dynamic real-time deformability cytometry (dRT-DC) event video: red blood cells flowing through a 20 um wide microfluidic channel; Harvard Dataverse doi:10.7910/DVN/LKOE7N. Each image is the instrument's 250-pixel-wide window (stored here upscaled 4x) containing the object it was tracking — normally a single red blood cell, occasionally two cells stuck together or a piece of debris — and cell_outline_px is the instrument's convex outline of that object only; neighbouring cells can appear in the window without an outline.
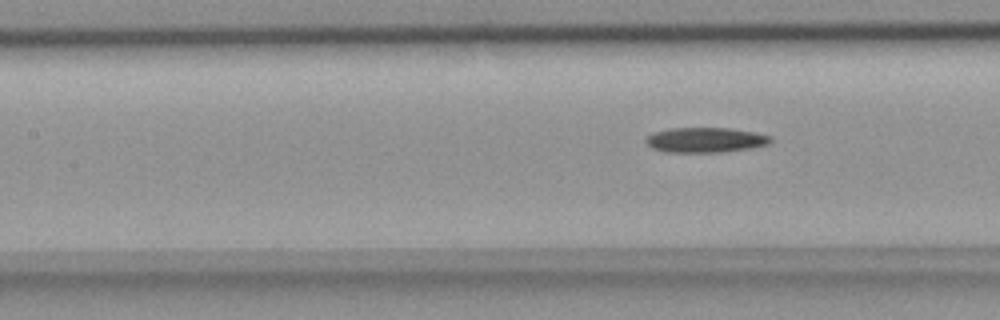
{"species": "common noctule bat (a hibernating species)", "species_latin": "Nyctalus noctula", "temperature_condition": "room temperature", "stored_images_in_passage": 11, "camera_frame_rate_fps": 3000, "um_per_image_px": 0.085, "animal": {"sex": "female", "body_mass_g": 18.4}, "frame": {"image": 1, "passage_image": 8, "time_ms": 2.333, "image_size_px": [1000, 320], "cell_outline_px": [[772, 140], [768, 144], [748, 148], [720, 152], [664, 152], [652, 148], [644, 140], [652, 132], [668, 128], [728, 128], [756, 132], [772, 136]], "centroid_in_image_um": [59.93, 11.89], "position_along_channel_um": 147.5, "area_um2": 18.21}}
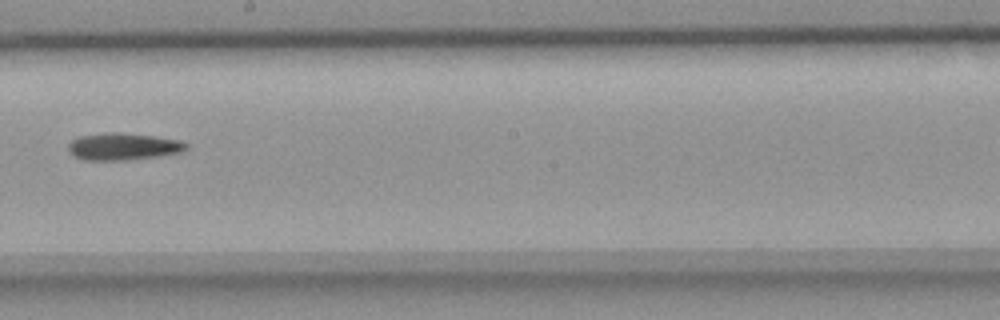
{"frame": {"image": 2, "passage_image": 10, "time_ms": 3.0, "image_size_px": [1000, 320], "cell_outline_px": [[188, 148], [180, 152], [156, 156], [128, 160], [84, 160], [72, 156], [68, 148], [68, 144], [72, 140], [80, 136], [104, 132], [120, 132], [156, 136], [180, 140], [188, 144]], "centroid_in_image_um": [10.45, 12.45], "position_along_channel_um": 237.8, "area_um2": 18.73}}
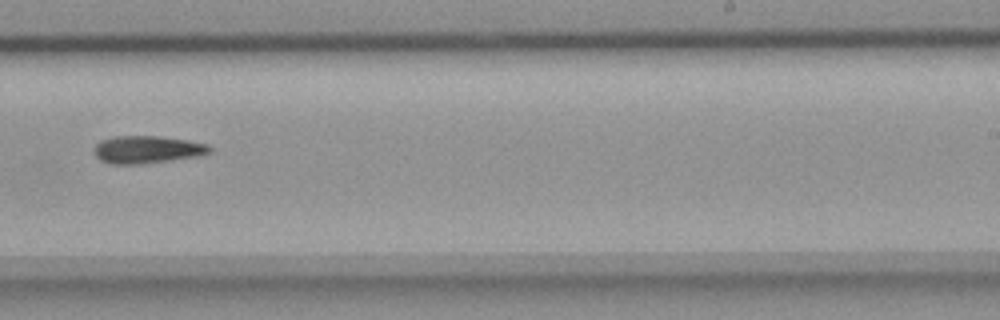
{"frame": {"image": 3, "passage_image": 11, "time_ms": 3.333, "image_size_px": [1000, 320], "cell_outline_px": [[212, 152], [200, 156], [144, 164], [108, 164], [100, 160], [96, 156], [96, 144], [100, 140], [116, 136], [156, 136], [188, 140], [208, 144], [212, 148]], "centroid_in_image_um": [12.55, 12.72], "position_along_channel_um": 276.5, "area_um2": 18.67}}